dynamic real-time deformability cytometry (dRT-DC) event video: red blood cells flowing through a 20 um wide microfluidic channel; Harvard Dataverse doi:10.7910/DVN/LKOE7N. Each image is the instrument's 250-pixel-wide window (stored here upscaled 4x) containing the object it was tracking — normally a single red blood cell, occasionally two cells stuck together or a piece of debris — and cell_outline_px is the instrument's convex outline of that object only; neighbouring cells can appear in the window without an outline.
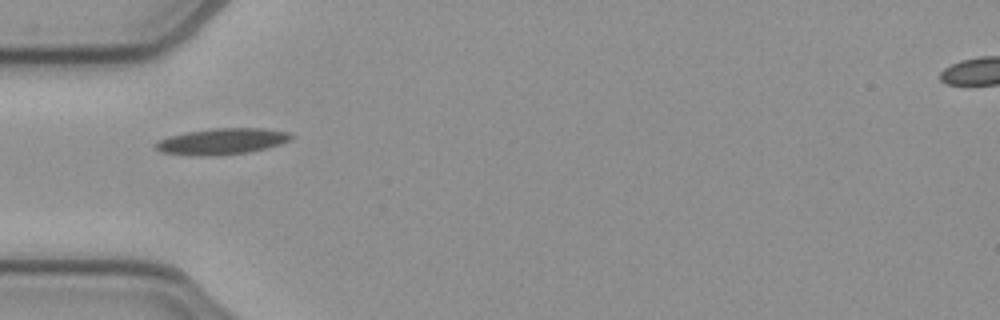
{"species": "common noctule bat (a hibernating species)", "species_latin": "Nyctalus noctula", "temperature_condition": "cold", "stored_images_in_passage": 32, "camera_frame_rate_fps": 3000, "um_per_image_px": 0.085, "animal": {"sex": "female", "body_mass_g": 21.9}, "frame": {"image": 1, "passage_image": 1, "time_ms": 0.0, "image_size_px": [1000, 320], "cell_outline_px": [[292, 136], [288, 140], [280, 144], [268, 148], [248, 152], [216, 156], [188, 156], [160, 152], [152, 144], [156, 140], [168, 136], [184, 132], [212, 128], [260, 128], [288, 132]], "centroid_in_image_um": [18.75, 12.03], "position_along_channel_um": 66.2, "area_um2": 20.98}}
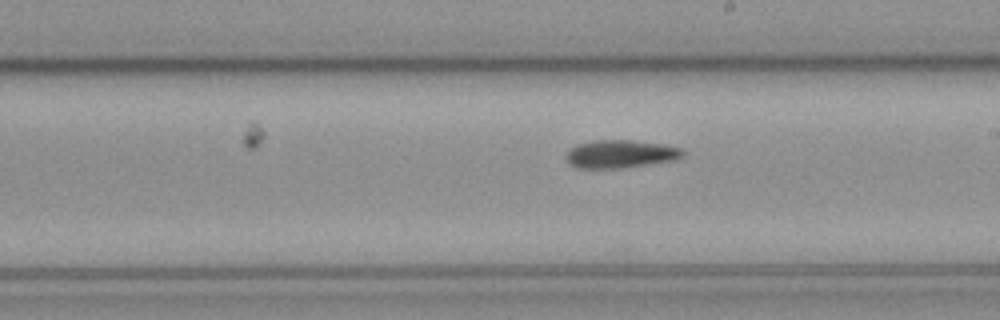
{"frame": {"image": 2, "passage_image": 14, "time_ms": 4.333, "image_size_px": [1000, 320], "cell_outline_px": [[684, 156], [676, 160], [624, 168], [576, 168], [568, 164], [564, 156], [568, 148], [576, 144], [592, 140], [632, 140], [660, 144], [684, 148]], "centroid_in_image_um": [52.7, 13.09], "position_along_channel_um": 236.3, "area_um2": 19.48}}
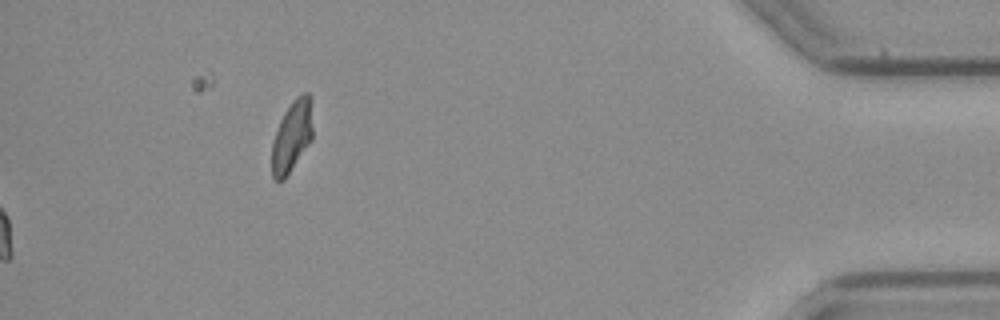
{"frame": {"image": 3, "passage_image": 32, "time_ms": 10.333, "image_size_px": [1000, 320], "cell_outline_px": [[312, 140], [284, 180], [276, 180], [272, 176], [272, 140], [280, 120], [284, 112], [292, 100], [296, 96], [304, 92], [308, 92], [312, 128]], "centroid_in_image_um": [24.79, 11.6], "position_along_channel_um": 410.4, "area_um2": 16.82}, "authors_computed_cell_mechanics": {"area_um2": 18.5538, "velocity_mm_per_s": 3.91, "shape_relaxation_time_tau1_ms": 9.7603, "shape_relaxation_time_tau2_ms": null, "deformation_change_tau1": 0.2048, "deformation_change_tau2": null}}